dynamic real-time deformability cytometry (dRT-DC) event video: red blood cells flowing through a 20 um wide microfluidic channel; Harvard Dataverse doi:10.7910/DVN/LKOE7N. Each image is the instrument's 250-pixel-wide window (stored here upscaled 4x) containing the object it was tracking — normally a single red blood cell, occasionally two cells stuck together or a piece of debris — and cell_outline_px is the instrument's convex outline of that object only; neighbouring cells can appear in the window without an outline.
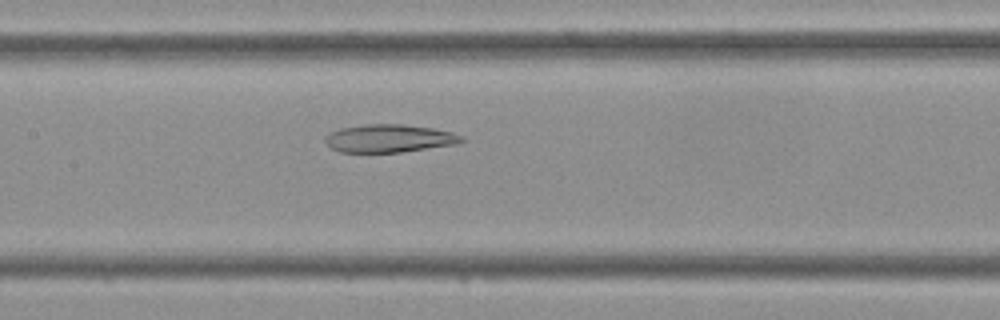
{"species": "Egyptian fruit bat (a non-hibernating species)", "species_latin": "Rousettus aegyptiacus", "temperature_condition": "cold", "stored_images_in_passage": 43, "camera_frame_rate_fps": 3000, "um_per_image_px": 0.085, "frame": {"image": 1, "passage_image": 20, "time_ms": 6.333, "image_size_px": [1000, 320], "cell_outline_px": [[464, 140], [460, 144], [400, 152], [340, 152], [332, 148], [324, 140], [324, 136], [340, 128], [364, 124], [404, 124], [432, 128], [452, 132], [464, 136]], "centroid_in_image_um": [33.12, 11.76], "position_along_channel_um": 174.3, "area_um2": 22.31}}
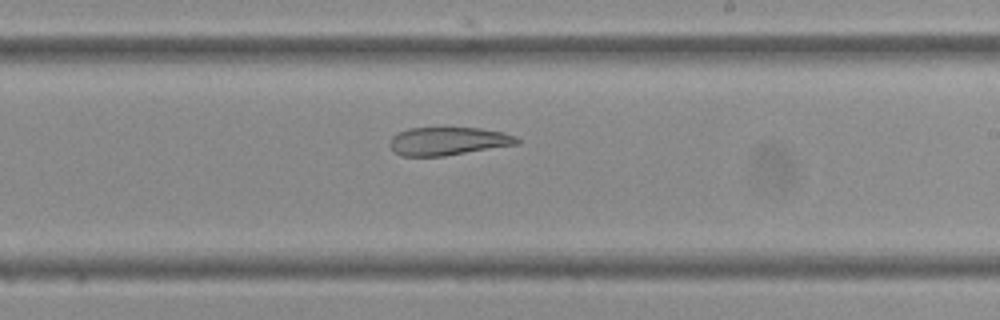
{"frame": {"image": 2, "passage_image": 25, "time_ms": 8.0, "image_size_px": [1000, 320], "cell_outline_px": [[520, 144], [444, 156], [400, 156], [388, 144], [392, 136], [396, 132], [408, 128], [480, 128], [504, 132], [516, 136], [520, 140]], "centroid_in_image_um": [38.1, 11.99], "position_along_channel_um": 250.9, "area_um2": 21.04}}
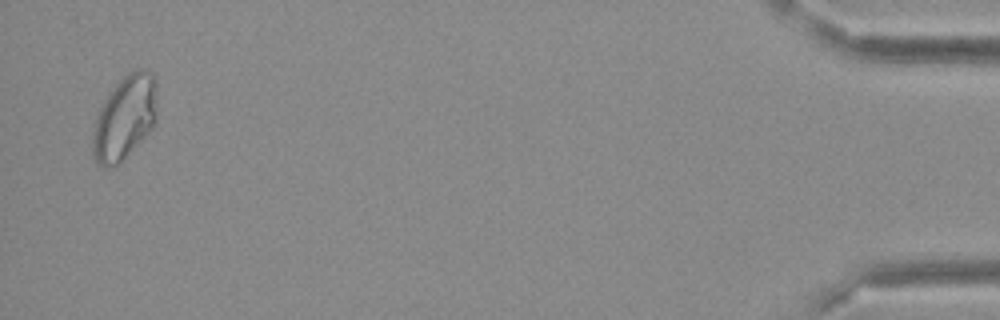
{"frame": {"image": 3, "passage_image": 42, "time_ms": 13.667, "image_size_px": [1000, 320], "cell_outline_px": [[156, 124], [116, 168], [104, 168], [96, 164], [92, 156], [92, 124], [104, 100], [112, 88], [128, 72], [136, 68], [144, 68], [152, 72], [156, 80]], "centroid_in_image_um": [10.58, 10.03], "position_along_channel_um": 424.6, "area_um2": 32.37}}